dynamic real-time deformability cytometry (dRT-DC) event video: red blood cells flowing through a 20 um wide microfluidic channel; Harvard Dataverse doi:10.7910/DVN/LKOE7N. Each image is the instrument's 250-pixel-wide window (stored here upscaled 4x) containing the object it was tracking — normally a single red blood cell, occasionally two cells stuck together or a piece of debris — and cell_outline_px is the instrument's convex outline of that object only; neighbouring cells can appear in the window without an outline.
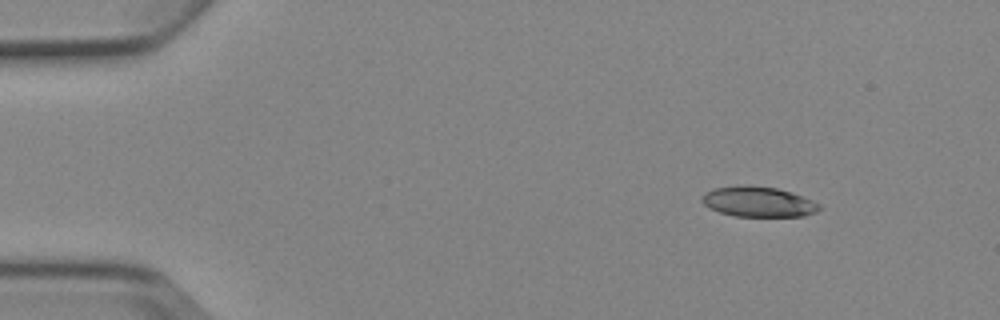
{"species": "Egyptian fruit bat (a non-hibernating species)", "species_latin": "Rousettus aegyptiacus", "temperature_condition": "cold", "stored_images_in_passage": 3, "camera_frame_rate_fps": 3000, "um_per_image_px": 0.085, "animal": {"sex": "female"}, "frame": {"image": 1, "passage_image": 1, "time_ms": 0.0, "image_size_px": [1000, 320], "cell_outline_px": [[820, 208], [816, 212], [804, 216], [736, 216], [720, 212], [704, 204], [700, 200], [704, 192], [716, 188], [744, 184], [776, 188], [812, 200], [820, 204]], "centroid_in_image_um": [64.43, 17.14], "position_along_channel_um": 20.6, "area_um2": 20.46}}